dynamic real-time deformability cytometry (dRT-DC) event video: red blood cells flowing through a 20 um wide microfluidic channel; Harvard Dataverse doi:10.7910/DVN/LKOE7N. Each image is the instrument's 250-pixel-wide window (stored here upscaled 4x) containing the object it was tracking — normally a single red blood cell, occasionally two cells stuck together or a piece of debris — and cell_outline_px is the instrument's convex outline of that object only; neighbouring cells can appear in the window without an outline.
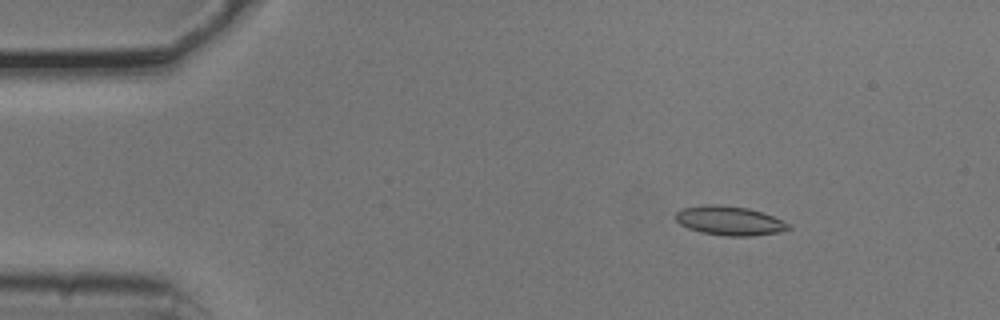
{"species": "common noctule bat (a hibernating species)", "species_latin": "Nyctalus noctula", "temperature_condition": "cold", "stored_images_in_passage": 5, "camera_frame_rate_fps": 3000, "um_per_image_px": 0.085, "animal": {"sex": "male", "body_mass_g": 20.5, "forearm_length_mm": 52.5}, "frame": {"image": 1, "passage_image": 2, "time_ms": 0.333, "image_size_px": [1000, 320], "cell_outline_px": [[792, 228], [780, 232], [752, 236], [724, 236], [700, 232], [688, 228], [680, 224], [676, 220], [676, 212], [684, 208], [704, 204], [720, 204], [748, 208], [772, 216], [792, 224]], "centroid_in_image_um": [62.03, 18.76], "position_along_channel_um": 23.0, "area_um2": 19.31}}
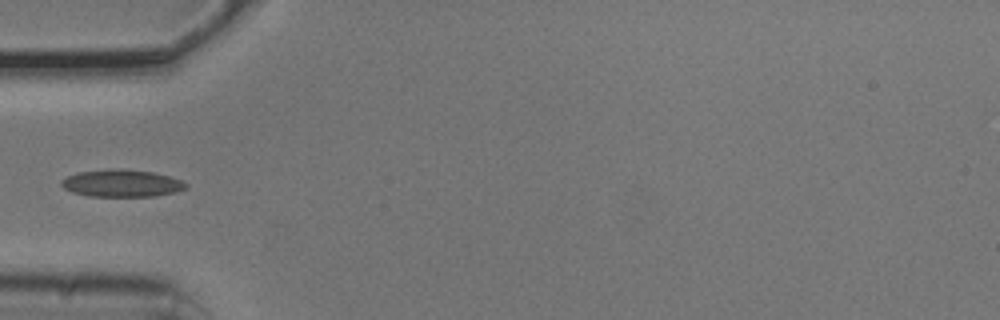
{"frame": {"image": 2, "passage_image": 5, "time_ms": 1.333, "image_size_px": [1000, 320], "cell_outline_px": [[188, 188], [176, 192], [156, 196], [88, 196], [72, 192], [64, 188], [60, 184], [60, 180], [68, 176], [80, 172], [108, 168], [120, 168], [152, 172], [168, 176], [180, 180], [188, 184]], "centroid_in_image_um": [10.34, 15.57], "position_along_channel_um": 74.7, "area_um2": 19.88}}